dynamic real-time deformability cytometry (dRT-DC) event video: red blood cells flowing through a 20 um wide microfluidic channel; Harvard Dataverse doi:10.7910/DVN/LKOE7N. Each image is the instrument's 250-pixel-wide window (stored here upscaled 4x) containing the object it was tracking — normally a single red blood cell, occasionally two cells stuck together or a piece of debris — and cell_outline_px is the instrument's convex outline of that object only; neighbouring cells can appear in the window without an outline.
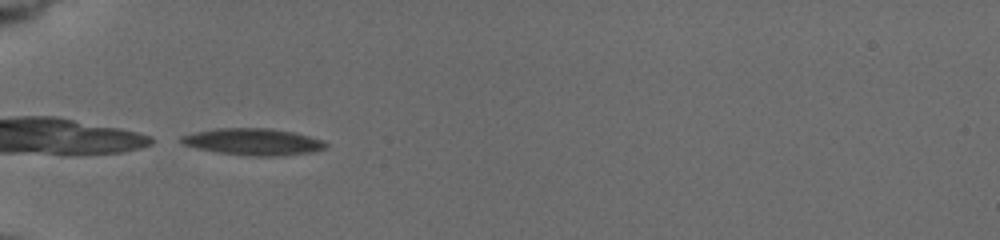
{"species": "common noctule bat (a hibernating species)", "species_latin": "Nyctalus noctula", "temperature_condition": "cold", "stored_images_in_passage": 56, "camera_frame_rate_fps": 3000, "um_per_image_px": 0.085, "animal": {"sex": "female", "body_mass_g": 19.5, "forearm_length_mm": 54.1}, "frame": {"image": 1, "passage_image": 1, "time_ms": 0.0, "image_size_px": [1000, 240], "cell_outline_px": [[328, 144], [324, 148], [312, 152], [280, 156], [244, 156], [196, 148], [184, 144], [180, 140], [180, 136], [196, 132], [216, 128], [272, 128], [292, 132], [324, 140]], "centroid_in_image_um": [21.53, 12.05], "position_along_channel_um": 63.5, "area_um2": 22.48}}
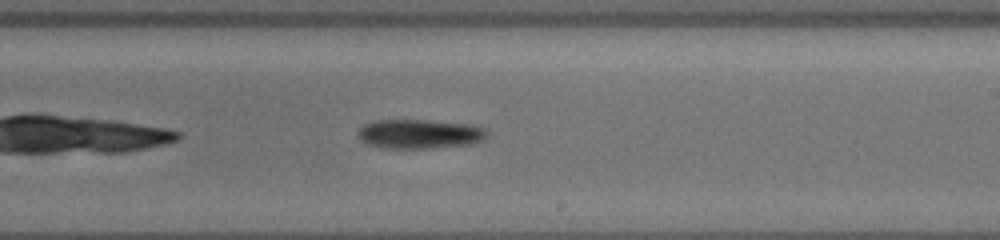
{"frame": {"image": 2, "passage_image": 29, "time_ms": 5.333, "image_size_px": [1000, 240], "cell_outline_px": [[488, 136], [472, 144], [432, 148], [384, 148], [368, 144], [360, 140], [356, 132], [364, 124], [376, 120], [428, 120], [472, 124], [484, 128], [488, 132]], "centroid_in_image_um": [35.66, 11.38], "position_along_channel_um": 253.3, "area_um2": 22.2}}
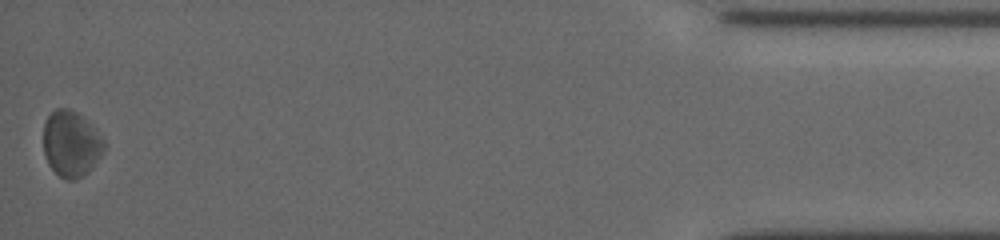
{"frame": {"image": 3, "passage_image": 55, "time_ms": 12.0, "image_size_px": [1000, 240], "cell_outline_px": [[104, 148], [100, 156], [92, 168], [84, 176], [76, 180], [68, 180], [60, 176], [48, 164], [44, 152], [44, 120], [56, 108], [68, 108], [76, 112], [96, 128], [104, 140]], "centroid_in_image_um": [6.05, 12.22], "position_along_channel_um": 429.2, "area_um2": 23.29}, "authors_computed_cell_mechanics": {"area_um2": 22.253, "velocity_mm_per_s": 3.75, "shape_relaxation_time_tau1_ms": 1.1512, "shape_relaxation_time_tau2_ms": null, "deformation_change_tau1": 0.0616, "deformation_change_tau2": null}}